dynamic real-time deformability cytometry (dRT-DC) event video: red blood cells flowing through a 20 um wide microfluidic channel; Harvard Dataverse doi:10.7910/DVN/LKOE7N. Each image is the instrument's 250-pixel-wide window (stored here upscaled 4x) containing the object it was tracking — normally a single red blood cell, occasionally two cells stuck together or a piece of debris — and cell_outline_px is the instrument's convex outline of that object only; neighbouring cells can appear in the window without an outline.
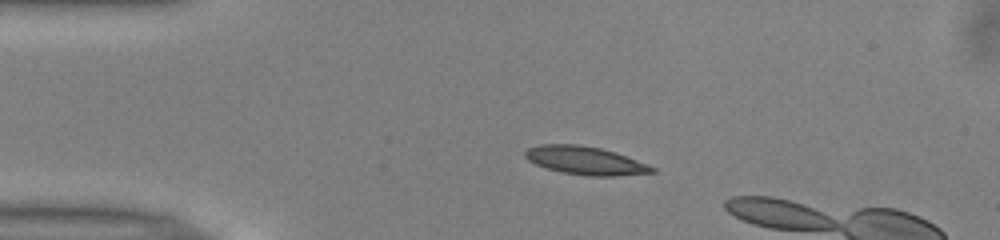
{"species": "common noctule bat (a hibernating species)", "species_latin": "Nyctalus noctula", "temperature_condition": "warm", "stored_images_in_passage": 14, "camera_frame_rate_fps": 3000, "um_per_image_px": 0.085, "animal": {"sex": "male", "body_mass_g": 13.0, "forearm_length_mm": 53.1}, "frame": {"image": 1, "passage_image": 10, "time_ms": 3.0, "image_size_px": [1000, 240], "cell_outline_px": [[656, 172], [616, 176], [588, 176], [560, 172], [536, 164], [528, 160], [524, 156], [524, 152], [528, 148], [540, 144], [580, 144], [600, 148], [616, 152], [648, 164], [656, 168]], "centroid_in_image_um": [49.76, 13.64], "position_along_channel_um": 35.2, "area_um2": 20.98}}